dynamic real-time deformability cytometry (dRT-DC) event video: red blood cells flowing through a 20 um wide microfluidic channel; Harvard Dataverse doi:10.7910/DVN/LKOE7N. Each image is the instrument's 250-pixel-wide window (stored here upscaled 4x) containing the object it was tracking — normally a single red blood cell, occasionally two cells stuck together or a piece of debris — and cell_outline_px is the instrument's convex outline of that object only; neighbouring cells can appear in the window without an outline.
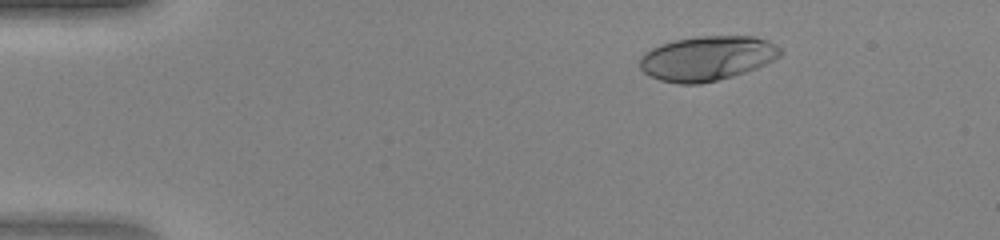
{"species": "human", "species_latin": "Homo sapiens", "temperature_condition": "warm", "stored_images_in_passage": 42, "camera_frame_rate_fps": 3000, "um_per_image_px": 0.085, "donor": {"sex": "female"}, "frame": {"image": 1, "passage_image": 8, "time_ms": 2.333, "image_size_px": [1000, 240], "cell_outline_px": [[784, 52], [780, 56], [756, 68], [732, 76], [700, 84], [680, 84], [660, 80], [648, 76], [640, 68], [640, 56], [652, 48], [660, 44], [676, 40], [700, 36], [756, 36], [768, 40], [776, 44]], "centroid_in_image_um": [60.11, 4.95], "position_along_channel_um": 24.9, "area_um2": 36.53}}
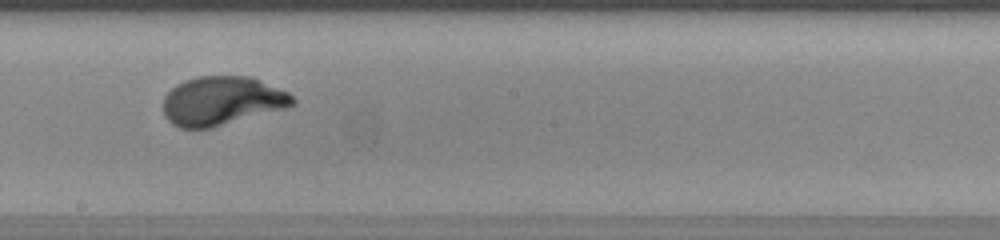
{"frame": {"image": 2, "passage_image": 28, "time_ms": 9.0, "image_size_px": [1000, 240], "cell_outline_px": [[296, 104], [288, 108], [212, 128], [180, 128], [172, 124], [164, 116], [164, 96], [176, 84], [184, 80], [196, 76], [248, 76], [260, 80], [288, 92], [296, 100]], "centroid_in_image_um": [18.87, 8.58], "position_along_channel_um": 229.3, "area_um2": 37.17}}
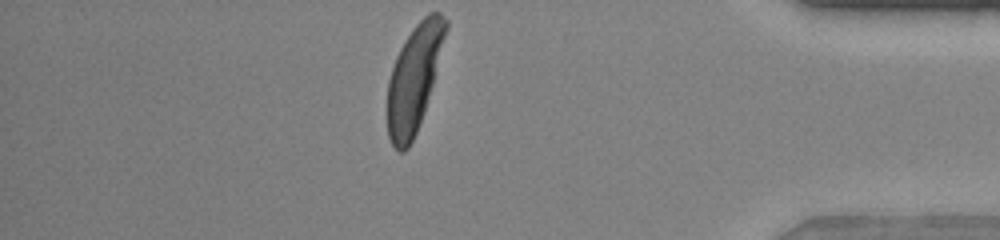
{"frame": {"image": 3, "passage_image": 42, "time_ms": 13.667, "image_size_px": [1000, 240], "cell_outline_px": [[448, 28], [432, 84], [416, 132], [408, 148], [404, 152], [400, 152], [392, 144], [388, 136], [388, 80], [396, 56], [400, 48], [412, 28], [428, 12], [440, 12], [448, 20]], "centroid_in_image_um": [35.19, 6.6], "position_along_channel_um": 400.0, "area_um2": 35.37}}